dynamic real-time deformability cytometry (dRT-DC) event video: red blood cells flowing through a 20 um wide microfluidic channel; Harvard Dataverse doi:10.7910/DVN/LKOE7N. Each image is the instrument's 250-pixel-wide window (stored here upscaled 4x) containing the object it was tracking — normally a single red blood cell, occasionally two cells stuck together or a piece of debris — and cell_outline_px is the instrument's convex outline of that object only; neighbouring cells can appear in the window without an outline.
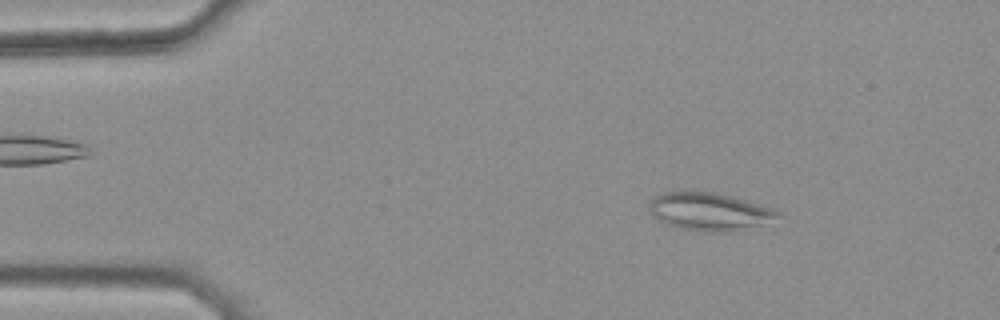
{"species": "common noctule bat (a hibernating species)", "species_latin": "Nyctalus noctula", "temperature_condition": "warm", "stored_images_in_passage": 44, "camera_frame_rate_fps": 3000, "um_per_image_px": 0.085, "animal": {"sex": "female", "body_mass_g": 25.1}, "frame": {"image": 1, "passage_image": 7, "time_ms": 2.0, "image_size_px": [1000, 320], "cell_outline_px": [[780, 216], [760, 224], [728, 232], [708, 232], [680, 228], [656, 220], [652, 216], [648, 204], [656, 196], [664, 192], [684, 188], [692, 188], [732, 196], [772, 208], [780, 212]], "centroid_in_image_um": [60.2, 17.93], "position_along_channel_um": 24.8, "area_um2": 28.67}}
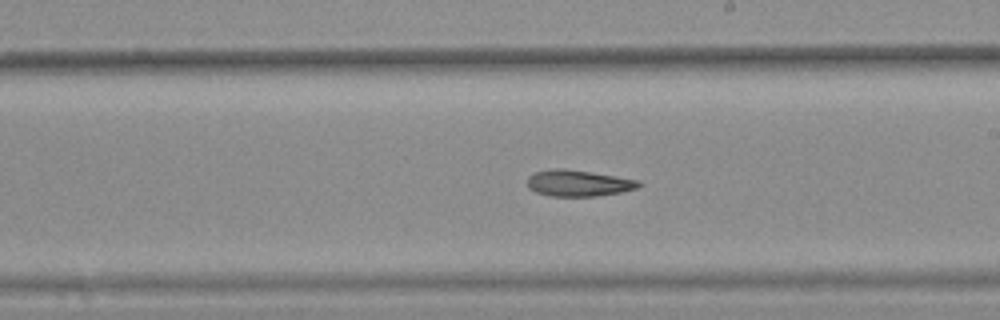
{"frame": {"image": 2, "passage_image": 29, "time_ms": 9.333, "image_size_px": [1000, 320], "cell_outline_px": [[644, 184], [636, 188], [620, 192], [596, 196], [552, 196], [536, 192], [528, 188], [528, 176], [536, 172], [556, 168], [564, 168], [616, 176], [640, 180]], "centroid_in_image_um": [49.18, 15.56], "position_along_channel_um": 239.8, "area_um2": 16.99}}
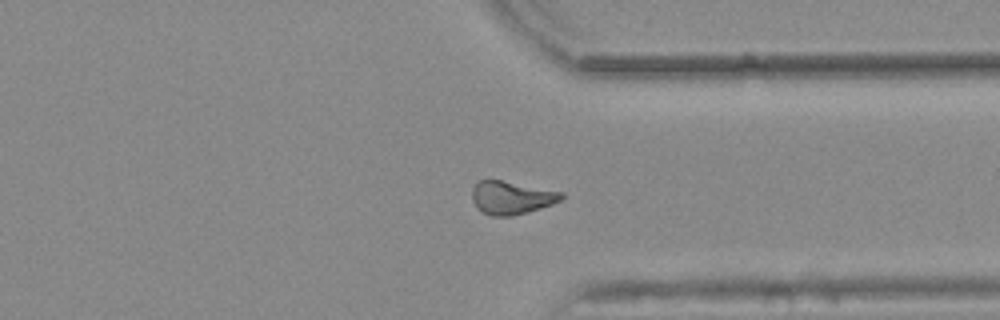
{"frame": {"image": 3, "passage_image": 39, "time_ms": 12.667, "image_size_px": [1000, 320], "cell_outline_px": [[564, 196], [560, 200], [552, 204], [524, 212], [508, 216], [492, 216], [476, 208], [472, 200], [472, 188], [480, 180], [500, 180], [564, 192]], "centroid_in_image_um": [43.45, 16.79], "position_along_channel_um": 368.0, "area_um2": 16.94}}